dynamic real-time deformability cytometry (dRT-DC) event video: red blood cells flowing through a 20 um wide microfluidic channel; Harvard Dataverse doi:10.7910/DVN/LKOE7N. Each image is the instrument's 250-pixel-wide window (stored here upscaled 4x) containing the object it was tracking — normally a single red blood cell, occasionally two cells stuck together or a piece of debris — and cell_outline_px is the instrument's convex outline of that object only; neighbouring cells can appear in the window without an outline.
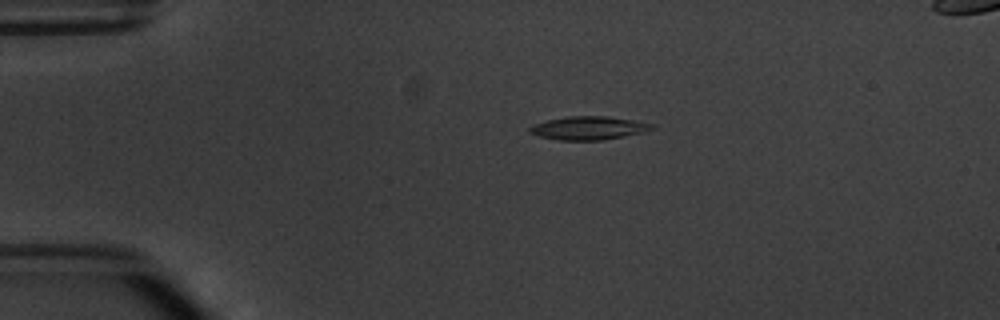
{"species": "common noctule bat (a hibernating species)", "species_latin": "Nyctalus noctula", "temperature_condition": "warm", "stored_images_in_passage": 4, "segment_of_instrument_passage": [1, 2], "camera_frame_rate_fps": 3000, "um_per_image_px": 0.085, "animal": {"sex": "male", "body_mass_g": 20.1, "forearm_length_mm": 53.5}, "frame": {"image": 1, "passage_image": 2, "time_ms": 1.333, "image_size_px": [1000, 320], "cell_outline_px": [[656, 128], [644, 132], [604, 140], [556, 140], [540, 136], [528, 132], [528, 128], [532, 124], [548, 120], [568, 116], [604, 116], [632, 120], [656, 124]], "centroid_in_image_um": [50.03, 10.88], "position_along_channel_um": 35.0, "area_um2": 16.7}}